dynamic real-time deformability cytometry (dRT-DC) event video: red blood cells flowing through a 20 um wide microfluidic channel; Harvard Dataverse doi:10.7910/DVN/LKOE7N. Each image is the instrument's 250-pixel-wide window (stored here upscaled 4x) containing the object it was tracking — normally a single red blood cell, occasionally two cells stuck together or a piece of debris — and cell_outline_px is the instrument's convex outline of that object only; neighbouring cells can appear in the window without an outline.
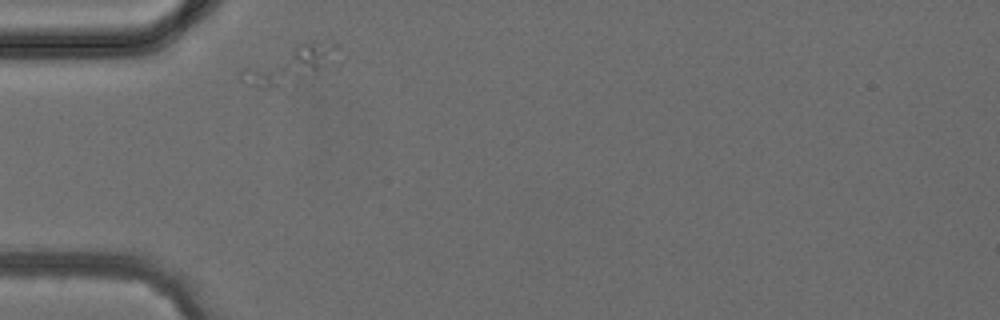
{"species": "common noctule bat (a hibernating species)", "species_latin": "Nyctalus noctula", "temperature_condition": "cold", "stored_images_in_passage": 3, "camera_frame_rate_fps": 3000, "um_per_image_px": 0.085, "animal": {"sex": "female", "body_mass_g": 24.6, "forearm_length_mm": 56.2}, "frame": {"image": 1, "passage_image": 1, "time_ms": 0.0, "image_size_px": [1000, 320], "cell_outline_px": [[324, 64], [316, 72], [264, 88], [260, 88], [240, 80], [240, 72], [296, 44], [312, 40], [324, 48]], "centroid_in_image_um": [24.3, 5.56], "position_along_channel_um": 60.7, "area_um2": 16.53}}
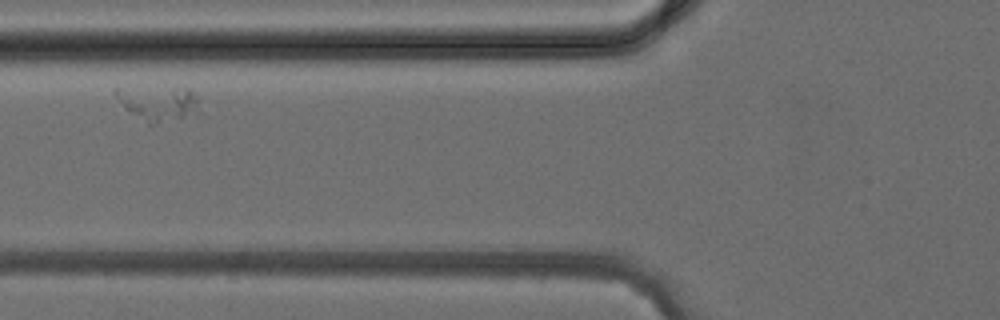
{"frame": {"image": 2, "passage_image": 2, "time_ms": 1.333, "image_size_px": [1000, 320], "cell_outline_px": [[196, 100], [184, 116], [152, 124], [148, 124], [124, 108], [112, 92], [116, 88], [184, 88], [192, 92], [196, 96]], "centroid_in_image_um": [13.25, 8.74], "position_along_channel_um": 112.6, "area_um2": 15.72}}
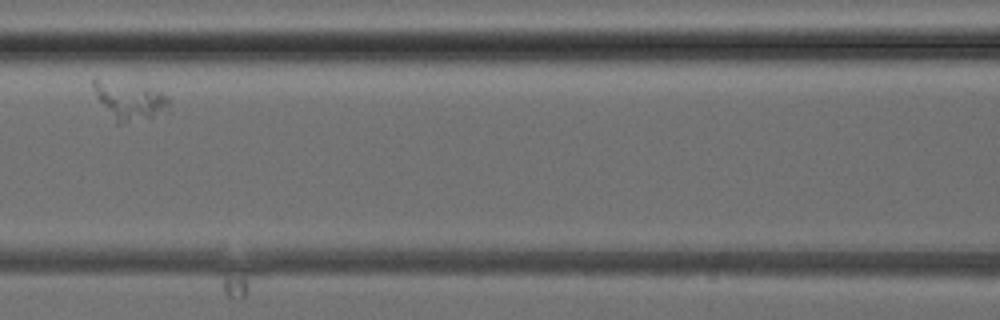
{"frame": {"image": 3, "passage_image": 3, "time_ms": 2.333, "image_size_px": [1000, 320], "cell_outline_px": [[172, 112], [120, 124], [116, 124], [96, 96], [92, 84], [92, 80], [96, 76], [160, 92], [168, 96]], "centroid_in_image_um": [11.01, 8.56], "position_along_channel_um": 155.6, "area_um2": 16.88}}